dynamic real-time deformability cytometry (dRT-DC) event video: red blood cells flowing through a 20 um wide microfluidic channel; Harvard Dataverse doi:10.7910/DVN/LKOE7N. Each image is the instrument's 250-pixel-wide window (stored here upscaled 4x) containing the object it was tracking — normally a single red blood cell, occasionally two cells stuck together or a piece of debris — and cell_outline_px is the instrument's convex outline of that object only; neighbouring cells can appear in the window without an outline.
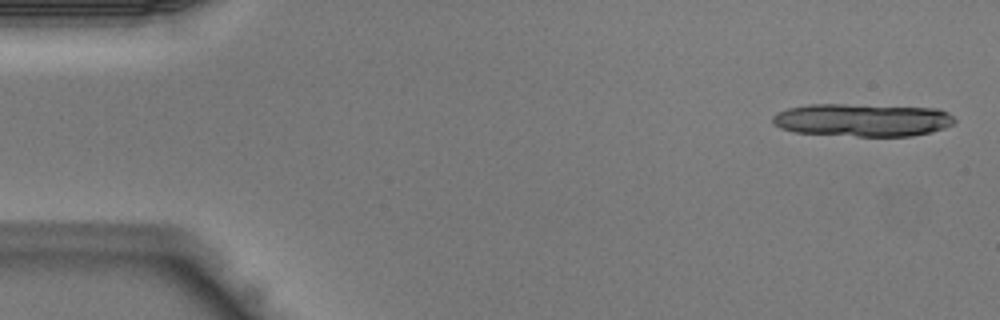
{"species": "Egyptian fruit bat (a non-hibernating species)", "species_latin": "Rousettus aegyptiacus", "temperature_condition": "warm", "stored_images_in_passage": 10, "camera_frame_rate_fps": 3000, "um_per_image_px": 0.085, "animal": {"sex": "male"}, "frame": {"image": 1, "passage_image": 1, "time_ms": 0.0, "image_size_px": [1000, 320], "cell_outline_px": [[956, 124], [932, 132], [912, 136], [856, 136], [796, 132], [780, 128], [772, 124], [772, 116], [776, 112], [788, 108], [808, 104], [844, 104], [940, 108], [948, 112], [956, 120]], "centroid_in_image_um": [73.33, 10.19], "position_along_channel_um": 11.7, "area_um2": 35.2}}